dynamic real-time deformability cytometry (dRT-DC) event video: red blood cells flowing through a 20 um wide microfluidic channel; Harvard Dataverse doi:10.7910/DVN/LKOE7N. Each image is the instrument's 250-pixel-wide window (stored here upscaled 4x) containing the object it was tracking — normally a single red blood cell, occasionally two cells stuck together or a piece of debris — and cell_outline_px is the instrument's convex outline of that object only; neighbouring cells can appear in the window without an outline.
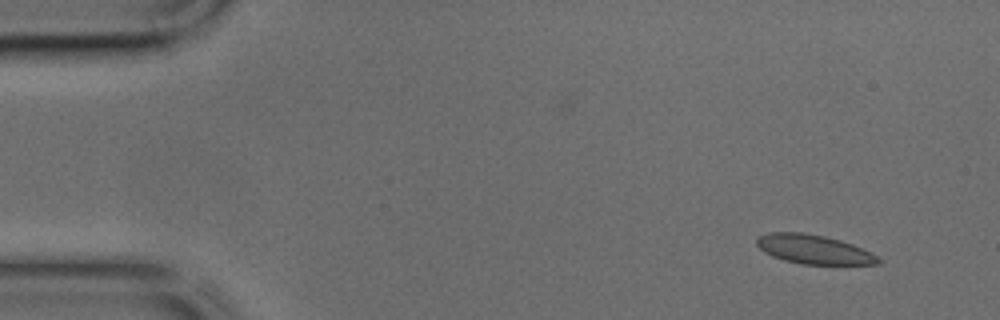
{"species": "common noctule bat (a hibernating species)", "species_latin": "Nyctalus noctula", "temperature_condition": "cold", "stored_images_in_passage": 42, "camera_frame_rate_fps": 3000, "um_per_image_px": 0.085, "animal": {"sex": "male", "body_mass_g": 17.9, "forearm_length_mm": 54.2}, "frame": {"image": 1, "passage_image": 1, "time_ms": 0.0, "image_size_px": [1000, 320], "cell_outline_px": [[880, 264], [804, 264], [784, 260], [772, 256], [764, 252], [756, 244], [756, 240], [760, 236], [768, 232], [804, 232], [824, 236], [840, 240], [852, 244], [876, 256], [880, 260]], "centroid_in_image_um": [69.12, 21.18], "position_along_channel_um": 15.9, "area_um2": 20.35}}
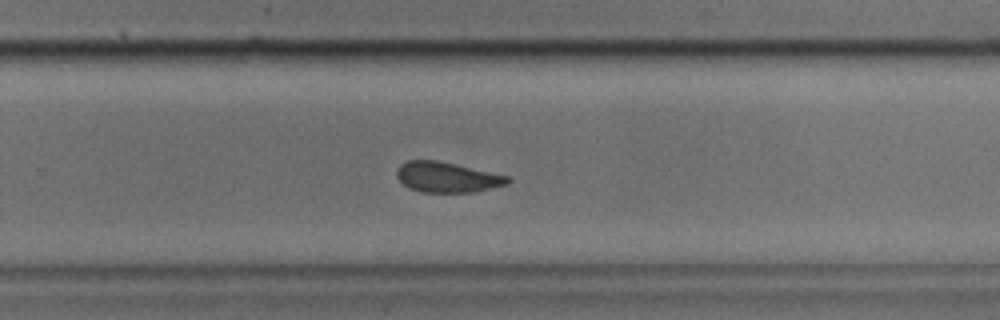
{"frame": {"image": 2, "passage_image": 26, "time_ms": 8.333, "image_size_px": [1000, 320], "cell_outline_px": [[512, 180], [508, 184], [472, 192], [424, 192], [408, 188], [396, 176], [396, 168], [400, 164], [408, 160], [436, 160], [508, 176]], "centroid_in_image_um": [37.97, 15.06], "position_along_channel_um": 291.8, "area_um2": 19.42}}
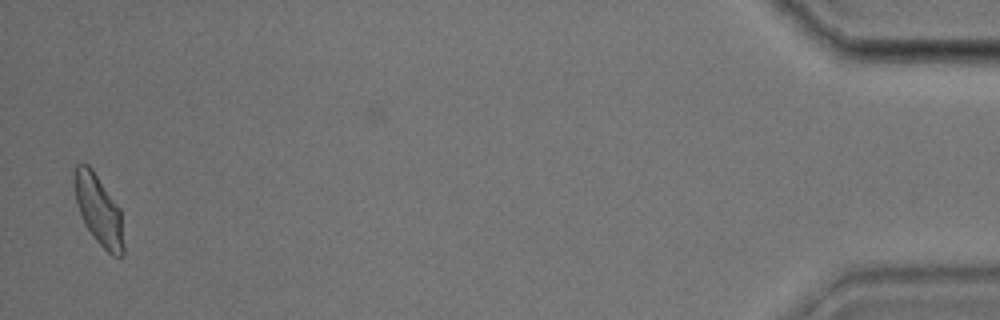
{"frame": {"image": 3, "passage_image": 41, "time_ms": 13.333, "image_size_px": [1000, 320], "cell_outline_px": [[124, 252], [120, 256], [112, 256], [96, 240], [84, 224], [76, 200], [72, 176], [72, 172], [76, 164], [88, 164], [92, 168], [120, 208], [124, 244]], "centroid_in_image_um": [8.37, 17.82], "position_along_channel_um": 426.8, "area_um2": 20.17}}